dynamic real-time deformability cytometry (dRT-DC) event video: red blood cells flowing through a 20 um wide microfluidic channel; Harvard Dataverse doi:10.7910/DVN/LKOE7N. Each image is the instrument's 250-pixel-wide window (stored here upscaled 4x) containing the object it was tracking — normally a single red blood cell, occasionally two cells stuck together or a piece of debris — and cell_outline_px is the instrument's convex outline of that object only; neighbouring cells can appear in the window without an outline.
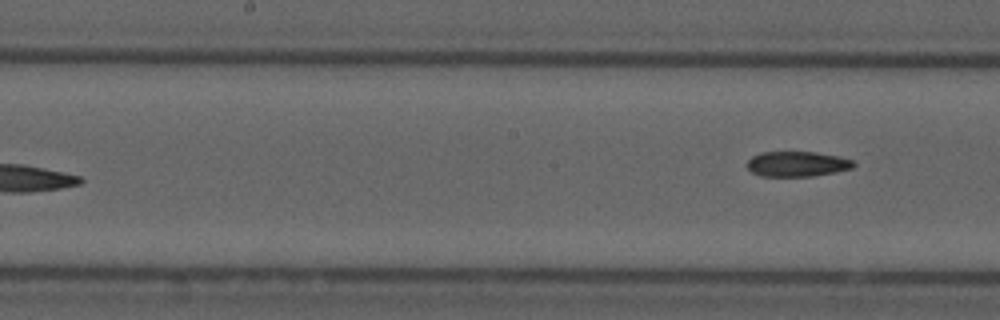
{"species": "common noctule bat (a hibernating species)", "species_latin": "Nyctalus noctula", "temperature_condition": "cold", "stored_images_in_passage": 9, "camera_frame_rate_fps": 3000, "um_per_image_px": 0.085, "animal": {"sex": "male", "forearm_length_mm": 52.5}, "frame": {"image": 1, "passage_image": 9, "time_ms": 9.333, "image_size_px": [1000, 320], "cell_outline_px": [[856, 164], [852, 168], [836, 172], [812, 176], [760, 176], [752, 172], [748, 168], [748, 160], [752, 156], [760, 152], [816, 152], [836, 156], [852, 160]], "centroid_in_image_um": [67.75, 13.94], "position_along_channel_um": 180.5, "area_um2": 15.55}}